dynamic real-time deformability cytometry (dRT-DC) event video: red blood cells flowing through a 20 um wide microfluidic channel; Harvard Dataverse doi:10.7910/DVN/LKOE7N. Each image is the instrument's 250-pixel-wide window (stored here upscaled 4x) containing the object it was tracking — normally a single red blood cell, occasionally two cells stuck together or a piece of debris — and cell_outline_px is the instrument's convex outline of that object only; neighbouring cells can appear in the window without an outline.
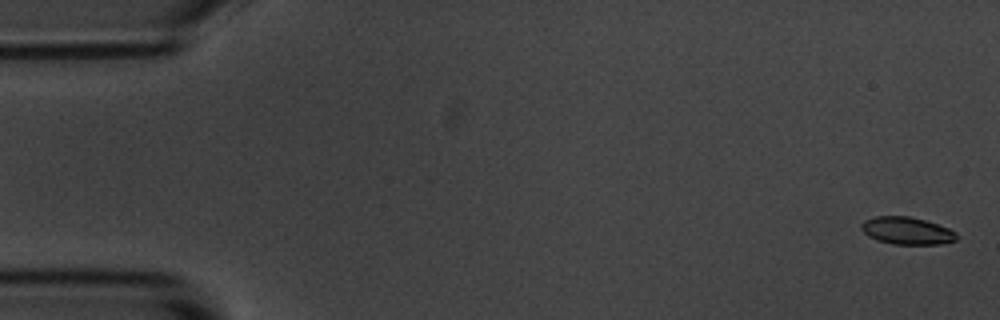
{"species": "common noctule bat (a hibernating species)", "species_latin": "Nyctalus noctula", "temperature_condition": "room temperature", "stored_images_in_passage": 5, "camera_frame_rate_fps": 3000, "um_per_image_px": 0.085, "animal": {"sex": "male", "body_mass_g": 20.1, "forearm_length_mm": 53.5}, "frame": {"image": 1, "passage_image": 1, "time_ms": 0.0, "image_size_px": [1000, 320], "cell_outline_px": [[956, 240], [940, 244], [892, 244], [868, 236], [860, 228], [860, 224], [864, 220], [872, 216], [908, 216], [924, 220], [948, 228], [956, 232]], "centroid_in_image_um": [77.05, 19.6], "position_along_channel_um": 8.0, "area_um2": 15.09}}
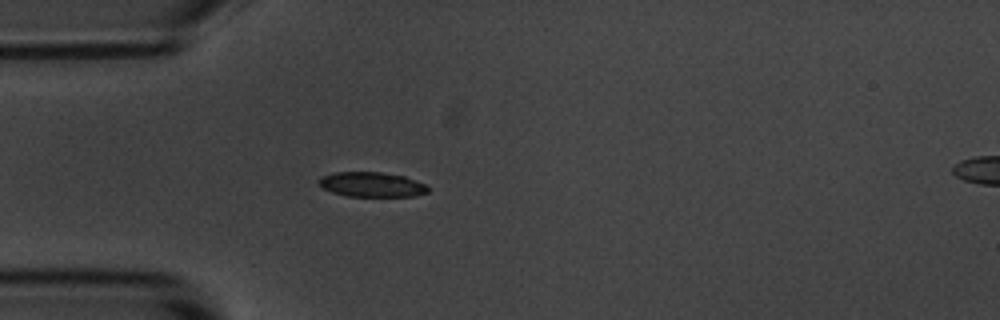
{"frame": {"image": 2, "passage_image": 5, "time_ms": 4.667, "image_size_px": [1000, 320], "cell_outline_px": [[428, 192], [416, 196], [348, 196], [332, 192], [324, 188], [316, 180], [320, 176], [336, 172], [380, 172], [404, 176], [424, 184], [428, 188]], "centroid_in_image_um": [31.57, 15.68], "position_along_channel_um": 53.4, "area_um2": 15.66}}